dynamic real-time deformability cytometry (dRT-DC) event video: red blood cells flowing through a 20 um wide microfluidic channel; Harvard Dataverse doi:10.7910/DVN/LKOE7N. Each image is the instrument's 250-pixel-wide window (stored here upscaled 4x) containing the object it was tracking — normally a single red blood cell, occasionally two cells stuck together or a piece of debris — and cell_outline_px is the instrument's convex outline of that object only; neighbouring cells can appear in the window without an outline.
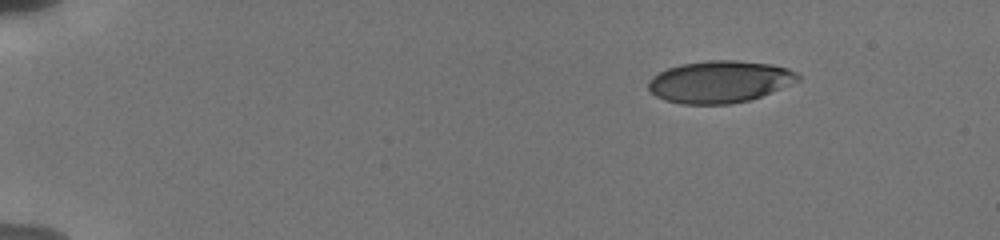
{"species": "human", "species_latin": "Homo sapiens", "temperature_condition": "cold", "stored_images_in_passage": 12, "camera_frame_rate_fps": 3000, "um_per_image_px": 0.085, "donor": {"sex": "male"}, "frame": {"image": 1, "passage_image": 1, "time_ms": 0.0, "image_size_px": [1000, 240], "cell_outline_px": [[800, 80], [760, 96], [748, 100], [732, 104], [680, 104], [664, 100], [656, 96], [648, 88], [648, 80], [652, 76], [668, 68], [680, 64], [708, 60], [736, 60], [772, 64], [788, 68], [796, 72], [800, 76]], "centroid_in_image_um": [61.15, 6.94], "position_along_channel_um": 23.8, "area_um2": 36.65}}
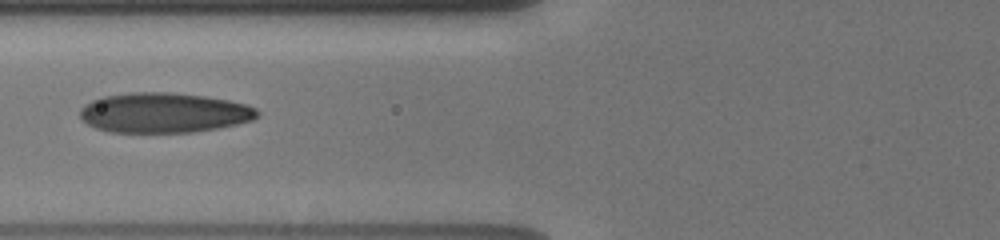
{"frame": {"image": 2, "passage_image": 9, "time_ms": 5.333, "image_size_px": [1000, 240], "cell_outline_px": [[260, 116], [252, 120], [220, 128], [192, 132], [112, 132], [96, 128], [88, 124], [80, 116], [80, 108], [84, 104], [92, 100], [104, 96], [132, 92], [172, 92], [204, 96], [228, 100], [248, 104], [256, 108], [260, 112]], "centroid_in_image_um": [13.96, 9.58], "position_along_channel_um": 111.8, "area_um2": 41.5}}
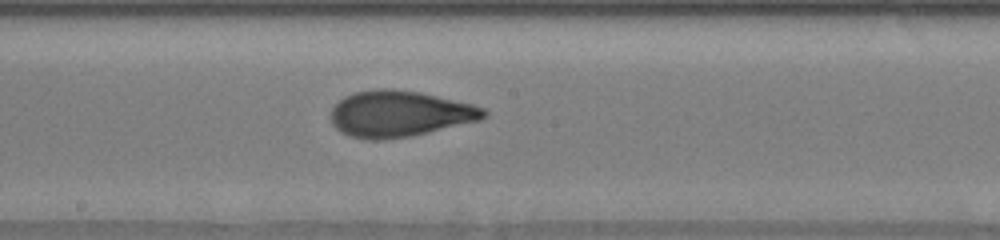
{"frame": {"image": 3, "passage_image": 12, "time_ms": 8.0, "image_size_px": [1000, 240], "cell_outline_px": [[488, 116], [480, 120], [412, 136], [384, 140], [368, 140], [348, 136], [340, 132], [332, 124], [332, 108], [344, 96], [356, 92], [380, 88], [392, 88], [420, 92], [472, 104], [484, 108], [488, 112]], "centroid_in_image_um": [33.96, 9.68], "position_along_channel_um": 214.2, "area_um2": 41.27}}